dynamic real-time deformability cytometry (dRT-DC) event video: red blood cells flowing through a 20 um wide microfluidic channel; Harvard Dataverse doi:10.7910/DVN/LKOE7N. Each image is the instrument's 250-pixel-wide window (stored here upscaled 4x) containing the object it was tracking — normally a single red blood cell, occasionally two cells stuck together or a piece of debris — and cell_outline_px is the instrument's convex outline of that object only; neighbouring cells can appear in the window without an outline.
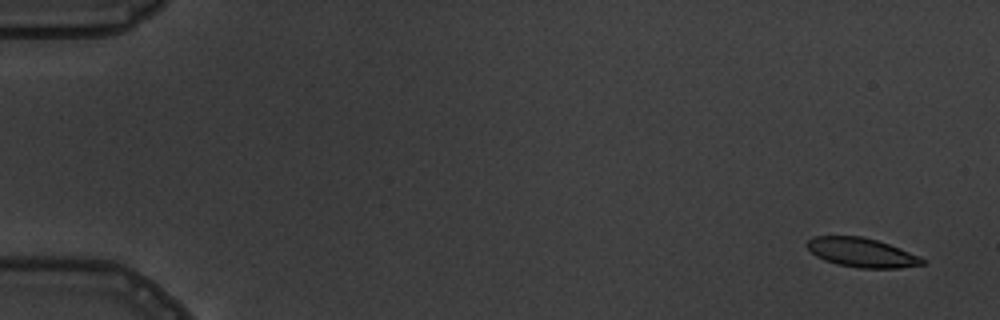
{"species": "common noctule bat (a hibernating species)", "species_latin": "Nyctalus noctula", "temperature_condition": "warm", "stored_images_in_passage": 4, "camera_frame_rate_fps": 3000, "um_per_image_px": 0.085, "animal": {"sex": "male", "body_mass_g": 19.5, "forearm_length_mm": 54.6}, "frame": {"image": 1, "passage_image": 1, "time_ms": 0.0, "image_size_px": [1000, 320], "cell_outline_px": [[924, 264], [900, 268], [860, 268], [836, 264], [824, 260], [816, 256], [808, 248], [808, 240], [812, 236], [860, 236], [876, 240], [900, 248], [920, 256], [924, 260]], "centroid_in_image_um": [73.24, 21.47], "position_along_channel_um": 11.8, "area_um2": 19.48}}